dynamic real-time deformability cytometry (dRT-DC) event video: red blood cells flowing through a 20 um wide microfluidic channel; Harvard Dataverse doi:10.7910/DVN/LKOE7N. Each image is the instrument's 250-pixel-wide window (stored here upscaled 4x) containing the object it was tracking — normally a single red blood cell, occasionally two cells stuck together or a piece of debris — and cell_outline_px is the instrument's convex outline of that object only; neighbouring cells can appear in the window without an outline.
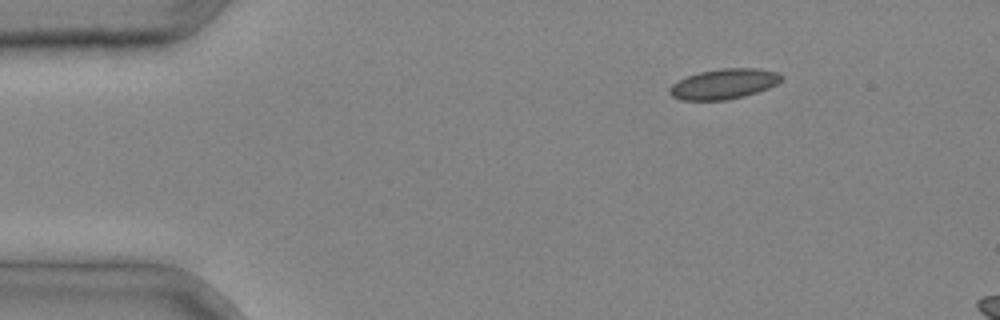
{"species": "common noctule bat (a hibernating species)", "species_latin": "Nyctalus noctula", "temperature_condition": "cold", "stored_images_in_passage": 3, "camera_frame_rate_fps": 3000, "um_per_image_px": 0.085, "animal": {"sex": "male", "body_mass_g": 20.4}, "frame": {"image": 1, "passage_image": 1, "time_ms": 0.0, "image_size_px": [1000, 320], "cell_outline_px": [[784, 76], [776, 84], [768, 88], [744, 96], [728, 100], [680, 100], [672, 96], [668, 92], [668, 88], [672, 84], [688, 76], [700, 72], [720, 68], [756, 68], [780, 72]], "centroid_in_image_um": [61.53, 7.13], "position_along_channel_um": 23.5, "area_um2": 19.71}}